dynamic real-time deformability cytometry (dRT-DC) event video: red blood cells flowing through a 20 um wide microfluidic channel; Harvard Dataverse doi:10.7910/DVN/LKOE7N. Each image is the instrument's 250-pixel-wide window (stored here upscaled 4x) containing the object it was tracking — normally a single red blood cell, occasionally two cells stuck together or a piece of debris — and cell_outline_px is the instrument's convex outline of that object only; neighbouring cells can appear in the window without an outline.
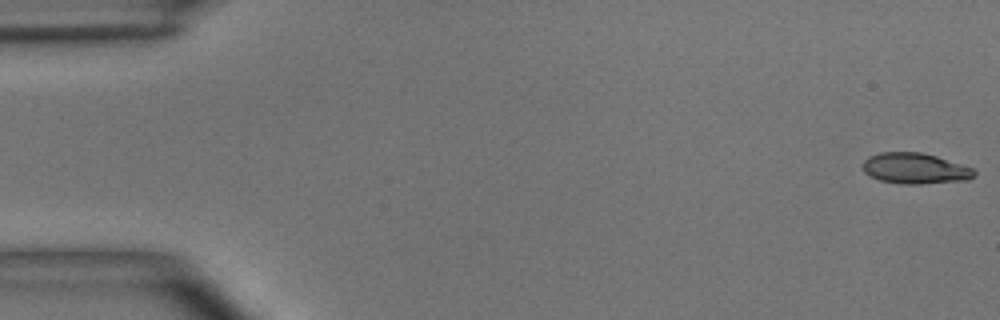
{"species": "common noctule bat (a hibernating species)", "species_latin": "Nyctalus noctula", "temperature_condition": "room temperature", "stored_images_in_passage": 6, "camera_frame_rate_fps": 3000, "um_per_image_px": 0.085, "animal": {"sex": "male", "body_mass_g": 15.6}, "frame": {"image": 1, "passage_image": 1, "time_ms": 0.0, "image_size_px": [1000, 320], "cell_outline_px": [[976, 176], [968, 180], [920, 184], [900, 184], [880, 180], [864, 172], [864, 160], [868, 156], [880, 152], [920, 152], [936, 156], [972, 168], [976, 172]], "centroid_in_image_um": [77.79, 14.32], "position_along_channel_um": 7.2, "area_um2": 19.94}}
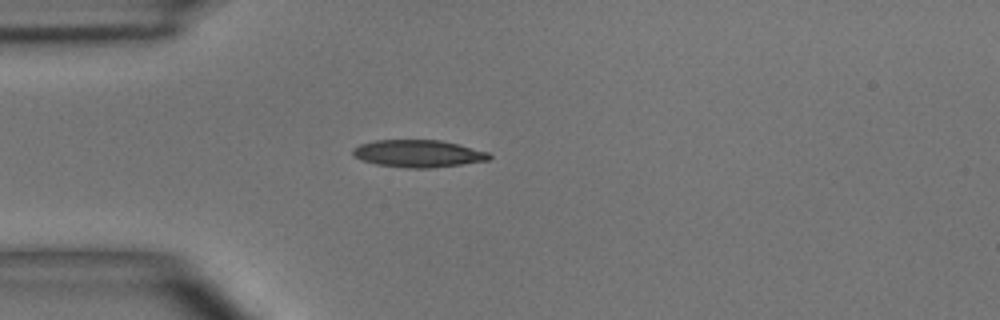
{"frame": {"image": 2, "passage_image": 4, "time_ms": 4.333, "image_size_px": [1000, 320], "cell_outline_px": [[492, 156], [488, 160], [432, 168], [404, 168], [376, 164], [360, 160], [352, 152], [352, 148], [360, 144], [372, 140], [440, 140], [488, 152]], "centroid_in_image_um": [35.49, 13.05], "position_along_channel_um": 49.5, "area_um2": 21.62}}
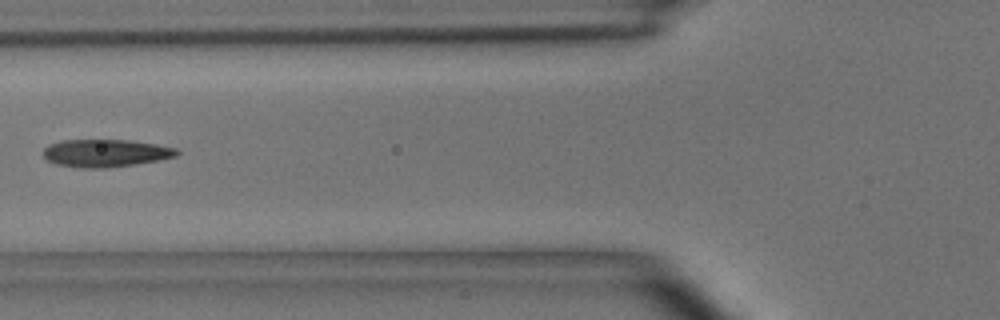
{"frame": {"image": 3, "passage_image": 6, "time_ms": 6.333, "image_size_px": [1000, 320], "cell_outline_px": [[180, 152], [176, 156], [136, 164], [108, 168], [80, 168], [56, 164], [44, 160], [44, 148], [48, 144], [60, 140], [128, 140], [156, 144], [176, 148]], "centroid_in_image_um": [8.92, 13.01], "position_along_channel_um": 116.9, "area_um2": 21.62}}